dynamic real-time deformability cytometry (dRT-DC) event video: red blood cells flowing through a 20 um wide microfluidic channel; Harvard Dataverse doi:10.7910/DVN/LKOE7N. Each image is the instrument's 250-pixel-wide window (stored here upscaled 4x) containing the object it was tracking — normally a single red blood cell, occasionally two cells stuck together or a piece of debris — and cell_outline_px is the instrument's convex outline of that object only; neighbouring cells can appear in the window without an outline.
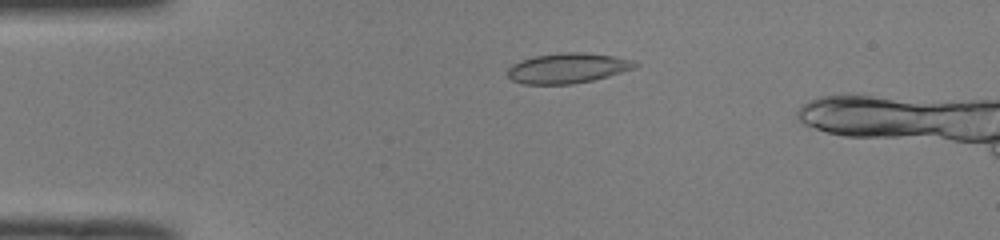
{"species": "common noctule bat (a hibernating species)", "species_latin": "Nyctalus noctula", "temperature_condition": "room temperature", "stored_images_in_passage": 17, "camera_frame_rate_fps": 3000, "um_per_image_px": 0.085, "animal": {"sex": "male", "body_mass_g": 19.0, "forearm_length_mm": 50.8}, "frame": {"image": 1, "passage_image": 12, "time_ms": 3.667, "image_size_px": [1000, 240], "cell_outline_px": [[640, 64], [636, 68], [608, 76], [592, 80], [572, 84], [520, 84], [512, 80], [508, 76], [508, 68], [512, 64], [520, 60], [536, 56], [560, 52], [584, 52], [612, 56], [632, 60]], "centroid_in_image_um": [48.24, 5.79], "position_along_channel_um": 36.8, "area_um2": 22.43}}